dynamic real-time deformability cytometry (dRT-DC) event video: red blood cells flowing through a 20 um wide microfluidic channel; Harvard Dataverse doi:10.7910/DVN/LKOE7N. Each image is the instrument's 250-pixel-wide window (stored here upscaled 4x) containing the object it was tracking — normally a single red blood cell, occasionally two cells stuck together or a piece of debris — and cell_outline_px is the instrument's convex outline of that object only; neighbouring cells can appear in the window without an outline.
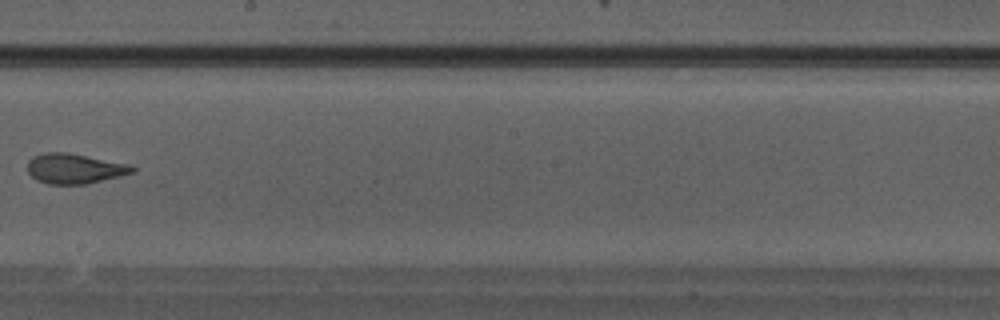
{"species": "Egyptian fruit bat (a non-hibernating species)", "species_latin": "Rousettus aegyptiacus", "temperature_condition": "warm", "stored_images_in_passage": 33, "camera_frame_rate_fps": 3000, "um_per_image_px": 0.085, "animal": {"sex": "male"}, "frame": {"image": 1, "passage_image": 19, "time_ms": 6.0, "image_size_px": [1000, 320], "cell_outline_px": [[136, 172], [120, 176], [84, 184], [48, 184], [36, 180], [28, 172], [28, 160], [32, 156], [44, 152], [68, 152], [128, 164], [136, 168]], "centroid_in_image_um": [6.32, 14.32], "position_along_channel_um": 241.9, "area_um2": 18.38}}